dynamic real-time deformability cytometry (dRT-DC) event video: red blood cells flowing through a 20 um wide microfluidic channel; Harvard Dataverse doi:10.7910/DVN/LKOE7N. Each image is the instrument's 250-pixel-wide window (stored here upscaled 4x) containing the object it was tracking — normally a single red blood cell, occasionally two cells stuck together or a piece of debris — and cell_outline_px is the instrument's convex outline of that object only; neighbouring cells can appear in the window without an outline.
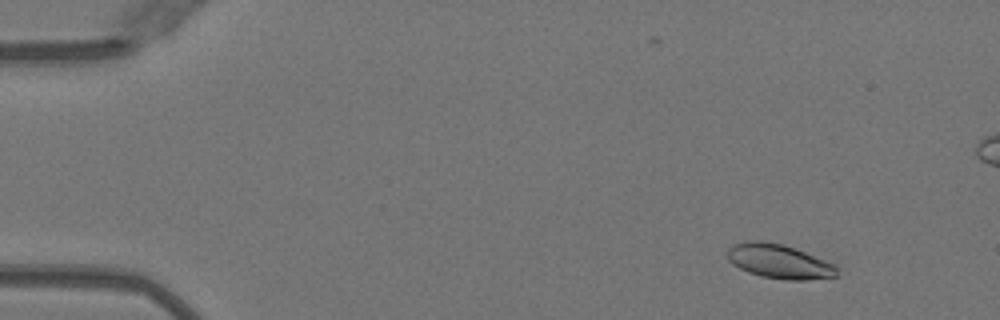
{"species": "Egyptian fruit bat (a non-hibernating species)", "species_latin": "Rousettus aegyptiacus", "temperature_condition": "warm", "stored_images_in_passage": 45, "camera_frame_rate_fps": 3000, "um_per_image_px": 0.085, "animal": {"sex": "female"}, "frame": {"image": 1, "passage_image": 6, "time_ms": 1.667, "image_size_px": [1000, 320], "cell_outline_px": [[840, 268], [836, 276], [804, 280], [788, 280], [760, 276], [748, 272], [732, 264], [728, 260], [728, 248], [744, 240], [760, 240], [780, 244], [804, 252], [836, 264]], "centroid_in_image_um": [66.23, 22.22], "position_along_channel_um": 18.8, "area_um2": 21.79}}
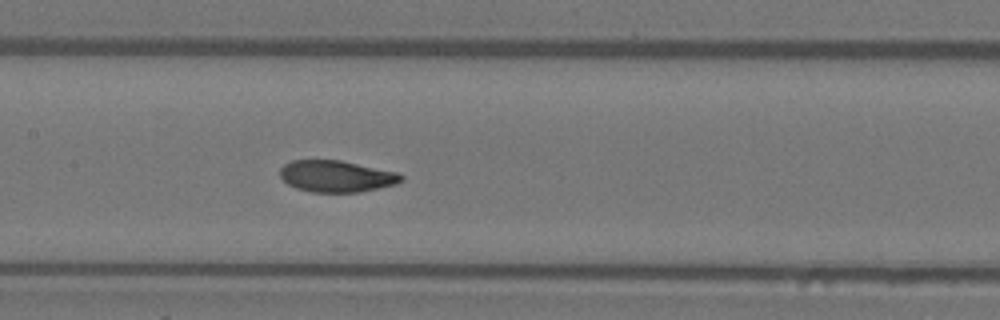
{"frame": {"image": 2, "passage_image": 26, "time_ms": 8.333, "image_size_px": [1000, 320], "cell_outline_px": [[404, 180], [396, 184], [360, 192], [312, 192], [296, 188], [288, 184], [280, 176], [280, 168], [284, 164], [292, 160], [340, 160], [396, 172], [404, 176]], "centroid_in_image_um": [28.59, 14.98], "position_along_channel_um": 178.8, "area_um2": 22.25}}
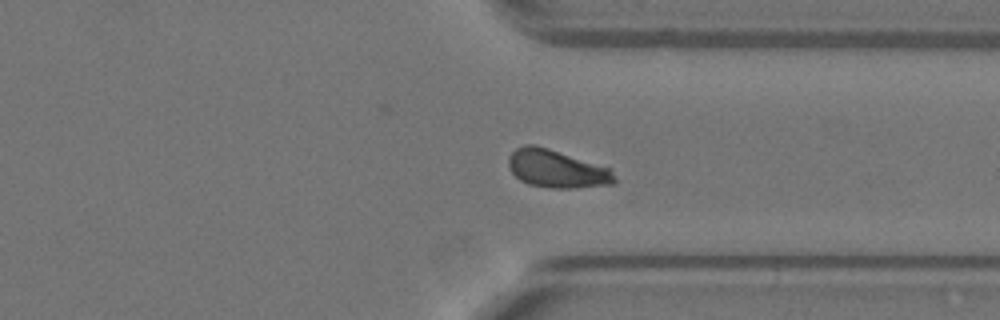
{"frame": {"image": 3, "passage_image": 40, "time_ms": 13.0, "image_size_px": [1000, 320], "cell_outline_px": [[616, 184], [576, 188], [552, 188], [528, 184], [520, 180], [512, 172], [508, 164], [508, 156], [516, 148], [524, 144], [536, 144], [612, 168], [616, 176]], "centroid_in_image_um": [47.36, 14.34], "position_along_channel_um": 364.0, "area_um2": 23.81}, "authors_computed_cell_mechanics": {"area_um2": 22.6576, "velocity_mm_per_s": 3.9791, "shape_relaxation_time_tau1_ms": 2.9378, "shape_relaxation_time_tau2_ms": null, "deformation_change_tau1": 0.1368, "deformation_change_tau2": null}}